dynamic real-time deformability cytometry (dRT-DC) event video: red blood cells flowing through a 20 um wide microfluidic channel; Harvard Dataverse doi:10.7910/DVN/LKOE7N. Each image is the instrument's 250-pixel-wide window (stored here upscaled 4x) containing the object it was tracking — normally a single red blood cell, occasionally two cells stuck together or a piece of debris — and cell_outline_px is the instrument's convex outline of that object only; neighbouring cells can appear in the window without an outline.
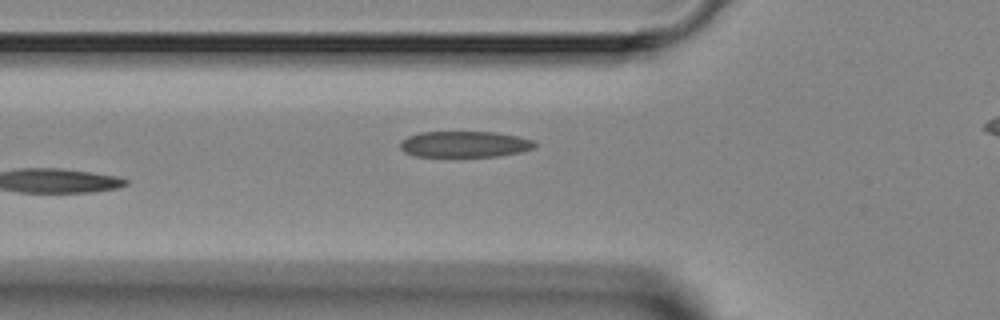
{"species": "Egyptian fruit bat (a non-hibernating species)", "species_latin": "Rousettus aegyptiacus", "temperature_condition": "room temperature", "stored_images_in_passage": 6, "segment_of_instrument_passage": [1, 2], "camera_frame_rate_fps": 3000, "um_per_image_px": 0.085, "animal": {"sex": "female"}, "frame": {"image": 1, "passage_image": 5, "time_ms": 4.667, "image_size_px": [1000, 320], "cell_outline_px": [[536, 148], [520, 152], [496, 156], [416, 156], [404, 152], [400, 148], [400, 140], [408, 136], [420, 132], [496, 132], [536, 140]], "centroid_in_image_um": [39.5, 12.25], "position_along_channel_um": 86.3, "area_um2": 20.52}}